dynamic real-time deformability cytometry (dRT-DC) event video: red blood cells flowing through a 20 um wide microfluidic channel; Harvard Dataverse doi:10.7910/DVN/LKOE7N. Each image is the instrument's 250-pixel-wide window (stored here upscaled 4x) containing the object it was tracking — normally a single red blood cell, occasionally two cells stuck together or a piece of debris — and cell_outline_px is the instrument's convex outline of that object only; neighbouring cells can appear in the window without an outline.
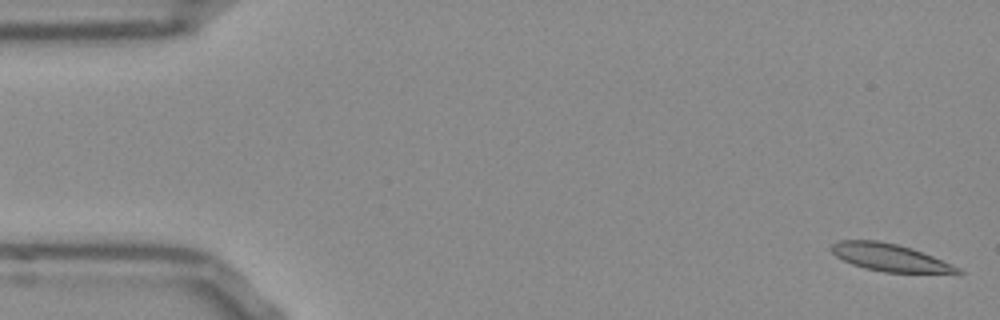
{"species": "Egyptian fruit bat (a non-hibernating species)", "species_latin": "Rousettus aegyptiacus", "temperature_condition": "room temperature", "stored_images_in_passage": 14, "camera_frame_rate_fps": 3000, "um_per_image_px": 0.085, "frame": {"image": 1, "passage_image": 1, "time_ms": 0.0, "image_size_px": [1000, 320], "cell_outline_px": [[964, 272], [884, 272], [864, 268], [852, 264], [836, 256], [832, 252], [832, 244], [840, 240], [876, 240], [896, 244], [912, 248], [932, 256], [960, 268]], "centroid_in_image_um": [75.57, 21.87], "position_along_channel_um": 9.4, "area_um2": 19.65}}
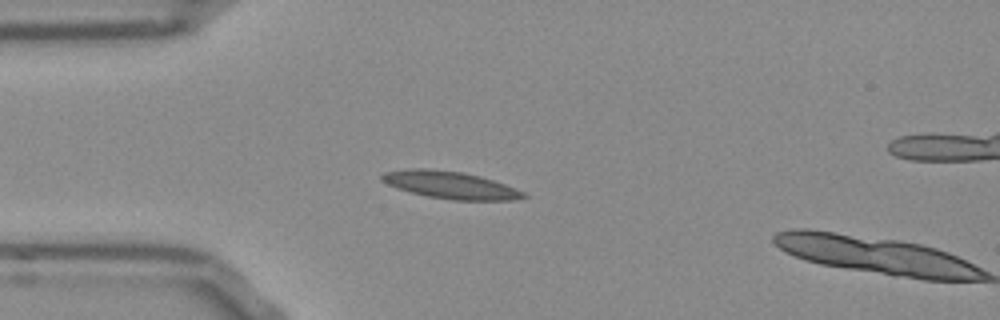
{"frame": {"image": 2, "passage_image": 13, "time_ms": 4.0, "image_size_px": [1000, 320], "cell_outline_px": [[528, 196], [512, 200], [452, 200], [428, 196], [396, 188], [380, 180], [380, 176], [384, 172], [408, 168], [424, 168], [464, 172], [480, 176], [504, 184], [524, 192]], "centroid_in_image_um": [38.24, 15.71], "position_along_channel_um": 46.8, "area_um2": 22.43}}